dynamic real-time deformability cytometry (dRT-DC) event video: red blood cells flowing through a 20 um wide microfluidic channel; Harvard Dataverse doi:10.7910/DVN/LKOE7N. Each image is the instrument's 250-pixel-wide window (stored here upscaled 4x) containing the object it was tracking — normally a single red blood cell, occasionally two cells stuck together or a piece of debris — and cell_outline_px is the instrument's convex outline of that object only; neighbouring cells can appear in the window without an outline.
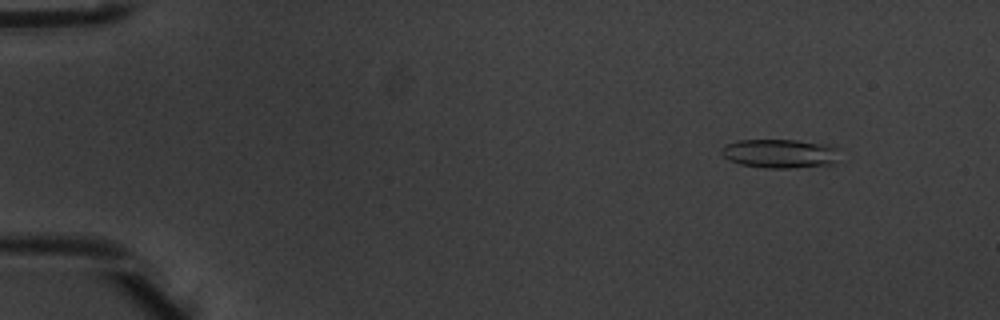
{"species": "common noctule bat (a hibernating species)", "species_latin": "Nyctalus noctula", "temperature_condition": "warm", "stored_images_in_passage": 5, "camera_frame_rate_fps": 3000, "um_per_image_px": 0.085, "animal": {"sex": "male", "body_mass_g": 20.1, "forearm_length_mm": 53.5}, "frame": {"image": 1, "passage_image": 2, "time_ms": 0.333, "image_size_px": [1000, 320], "cell_outline_px": [[840, 148], [832, 164], [792, 168], [764, 168], [740, 164], [728, 160], [720, 152], [724, 144], [736, 140], [796, 140], [832, 144]], "centroid_in_image_um": [66.28, 13.04], "position_along_channel_um": 18.7, "area_um2": 20.17}}
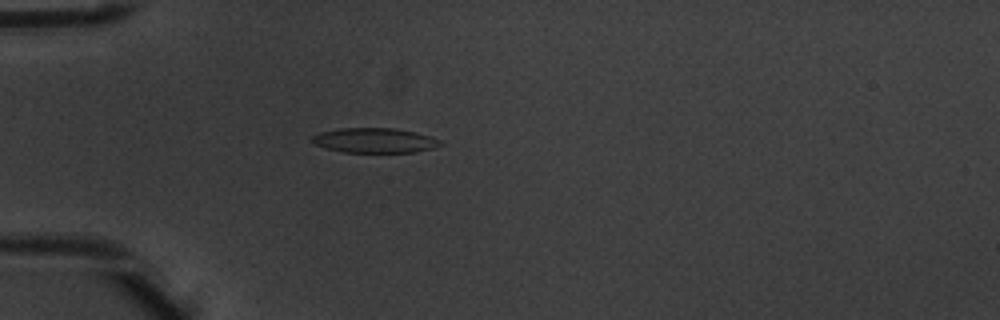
{"frame": {"image": 2, "passage_image": 5, "time_ms": 1.333, "image_size_px": [1000, 320], "cell_outline_px": [[444, 144], [432, 148], [412, 152], [344, 152], [328, 148], [316, 144], [312, 140], [312, 136], [320, 132], [340, 128], [396, 128], [416, 132], [440, 140]], "centroid_in_image_um": [31.86, 11.92], "position_along_channel_um": 53.1, "area_um2": 18.32}}